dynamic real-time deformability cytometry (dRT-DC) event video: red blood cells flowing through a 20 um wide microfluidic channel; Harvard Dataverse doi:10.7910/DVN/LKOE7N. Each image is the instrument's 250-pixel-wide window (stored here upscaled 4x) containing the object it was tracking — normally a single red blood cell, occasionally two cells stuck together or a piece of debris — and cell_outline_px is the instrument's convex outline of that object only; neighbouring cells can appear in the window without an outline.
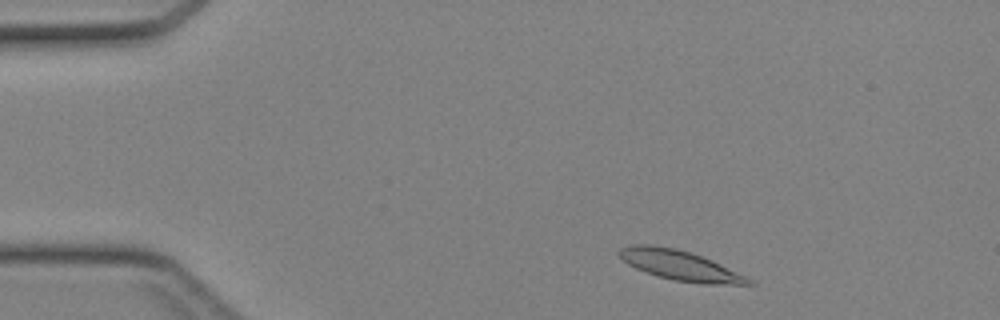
{"species": "Egyptian fruit bat (a non-hibernating species)", "species_latin": "Rousettus aegyptiacus", "temperature_condition": "cold", "stored_images_in_passage": 40, "camera_frame_rate_fps": 3000, "um_per_image_px": 0.085, "animal": {"sex": "female"}, "frame": {"image": 1, "passage_image": 3, "time_ms": 0.667, "image_size_px": [1000, 320], "cell_outline_px": [[756, 284], [700, 284], [676, 280], [660, 276], [636, 268], [628, 264], [616, 252], [620, 248], [632, 244], [652, 244], [676, 248], [692, 252], [712, 260], [748, 276]], "centroid_in_image_um": [57.83, 22.54], "position_along_channel_um": 27.2, "area_um2": 22.6}}
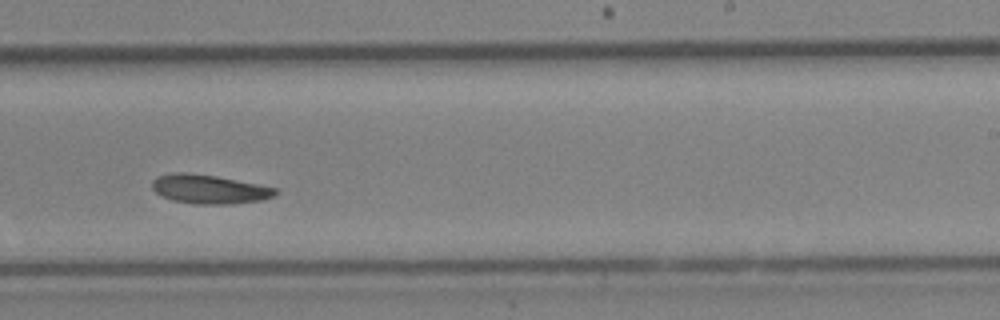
{"frame": {"image": 2, "passage_image": 24, "time_ms": 7.667, "image_size_px": [1000, 320], "cell_outline_px": [[280, 192], [276, 196], [264, 200], [228, 204], [196, 204], [172, 200], [156, 192], [152, 188], [152, 180], [156, 176], [172, 172], [188, 172], [216, 176], [276, 188]], "centroid_in_image_um": [17.79, 16.07], "position_along_channel_um": 271.2, "area_um2": 20.92}}
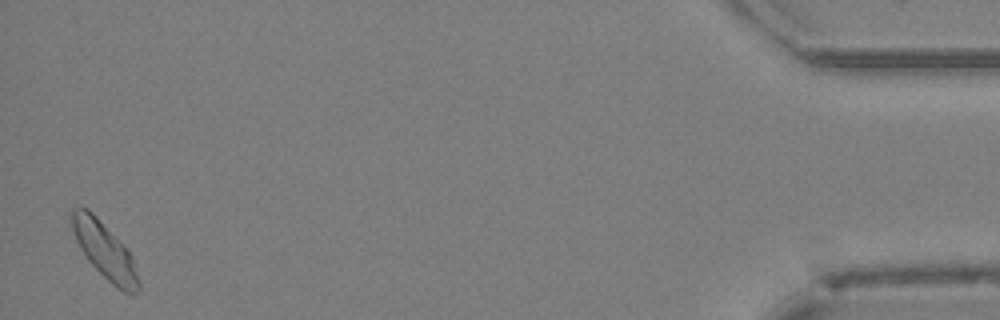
{"frame": {"image": 3, "passage_image": 40, "time_ms": 13.0, "image_size_px": [1000, 320], "cell_outline_px": [[140, 288], [132, 296], [124, 292], [112, 284], [88, 260], [80, 248], [76, 240], [72, 228], [72, 208], [88, 208], [124, 244], [132, 256], [140, 284]], "centroid_in_image_um": [8.93, 21.32], "position_along_channel_um": 426.3, "area_um2": 21.62}}